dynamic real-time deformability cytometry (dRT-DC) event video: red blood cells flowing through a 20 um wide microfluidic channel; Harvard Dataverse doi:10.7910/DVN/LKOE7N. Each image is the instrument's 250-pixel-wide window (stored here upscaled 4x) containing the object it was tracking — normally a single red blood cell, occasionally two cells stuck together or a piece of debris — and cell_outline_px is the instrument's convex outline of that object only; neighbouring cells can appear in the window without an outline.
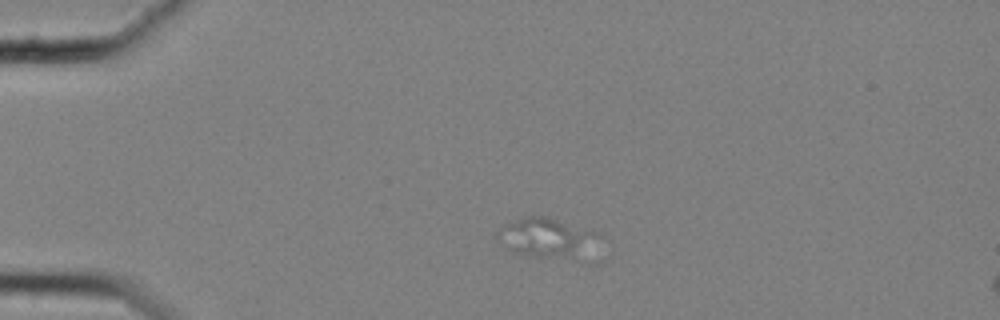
{"species": "common noctule bat (a hibernating species)", "species_latin": "Nyctalus noctula", "temperature_condition": "cold", "stored_images_in_passage": 4, "camera_frame_rate_fps": 3000, "um_per_image_px": 0.085, "animal": {"sex": "female", "body_mass_g": 25.1}, "frame": {"image": 1, "passage_image": 1, "time_ms": 0.0, "image_size_px": [1000, 320], "cell_outline_px": [[600, 236], [572, 252], [540, 256], [520, 252], [508, 248], [496, 236], [496, 232], [500, 228], [524, 216], [548, 216], [596, 232]], "centroid_in_image_um": [46.26, 20.05], "position_along_channel_um": 38.7, "area_um2": 20.4}}